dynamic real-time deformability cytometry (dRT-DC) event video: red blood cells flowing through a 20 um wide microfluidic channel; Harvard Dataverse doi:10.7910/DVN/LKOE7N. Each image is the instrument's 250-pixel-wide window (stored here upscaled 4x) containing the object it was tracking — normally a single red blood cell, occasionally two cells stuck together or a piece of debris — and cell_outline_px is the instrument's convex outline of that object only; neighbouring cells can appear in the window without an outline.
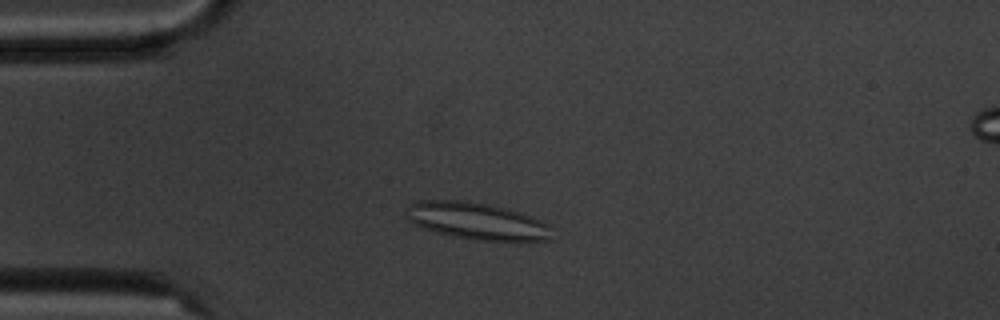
{"species": "common noctule bat (a hibernating species)", "species_latin": "Nyctalus noctula", "temperature_condition": "cold", "stored_images_in_passage": 6, "camera_frame_rate_fps": 3000, "um_per_image_px": 0.085, "animal": {"sex": "male", "body_mass_g": 20.1, "forearm_length_mm": 53.5}, "frame": {"image": 1, "passage_image": 3, "time_ms": 2.333, "image_size_px": [1000, 320], "cell_outline_px": [[552, 240], [480, 240], [452, 236], [436, 232], [412, 224], [404, 216], [404, 212], [408, 204], [412, 200], [464, 200], [488, 204], [508, 208], [520, 212], [540, 220], [548, 224]], "centroid_in_image_um": [40.43, 18.76], "position_along_channel_um": 44.6, "area_um2": 31.56}}
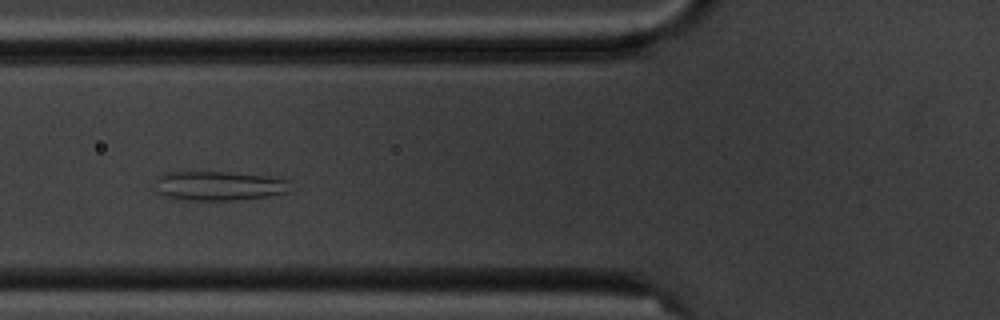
{"frame": {"image": 2, "passage_image": 5, "time_ms": 4.667, "image_size_px": [1000, 320], "cell_outline_px": [[288, 192], [268, 196], [236, 200], [184, 200], [164, 196], [160, 192], [156, 180], [156, 176], [164, 172], [228, 172], [268, 176], [288, 180]], "centroid_in_image_um": [18.59, 15.79], "position_along_channel_um": 107.2, "area_um2": 22.95}}